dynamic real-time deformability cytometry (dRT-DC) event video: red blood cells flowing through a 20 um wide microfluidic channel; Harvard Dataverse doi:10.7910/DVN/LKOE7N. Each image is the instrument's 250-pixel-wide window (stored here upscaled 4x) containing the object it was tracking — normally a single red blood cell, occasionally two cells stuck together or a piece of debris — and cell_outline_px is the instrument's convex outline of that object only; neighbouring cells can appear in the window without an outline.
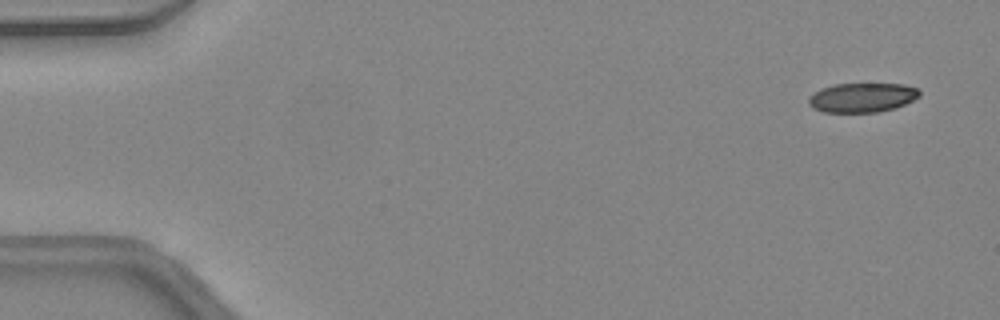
{"species": "common noctule bat (a hibernating species)", "species_latin": "Nyctalus noctula", "temperature_condition": "warm", "stored_images_in_passage": 47, "camera_frame_rate_fps": 3000, "um_per_image_px": 0.085, "animal": {"sex": "female", "body_mass_g": 24.6, "forearm_length_mm": 56.2}, "frame": {"image": 1, "passage_image": 3, "time_ms": 0.667, "image_size_px": [1000, 320], "cell_outline_px": [[920, 96], [896, 108], [880, 112], [824, 112], [812, 108], [808, 104], [808, 96], [820, 88], [832, 84], [904, 84], [920, 88]], "centroid_in_image_um": [73.27, 8.29], "position_along_channel_um": 11.7, "area_um2": 19.25}}
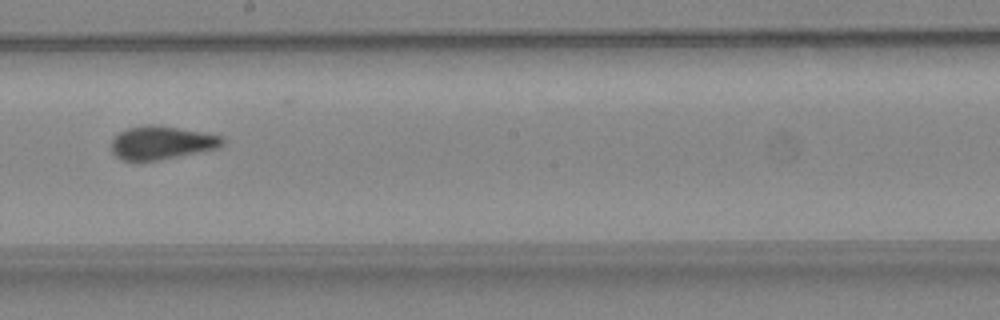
{"frame": {"image": 2, "passage_image": 27, "time_ms": 8.667, "image_size_px": [1000, 320], "cell_outline_px": [[224, 144], [220, 148], [156, 160], [120, 160], [112, 152], [112, 136], [128, 128], [144, 124], [160, 124], [204, 132], [224, 136]], "centroid_in_image_um": [13.75, 12.1], "position_along_channel_um": 234.4, "area_um2": 21.85}}
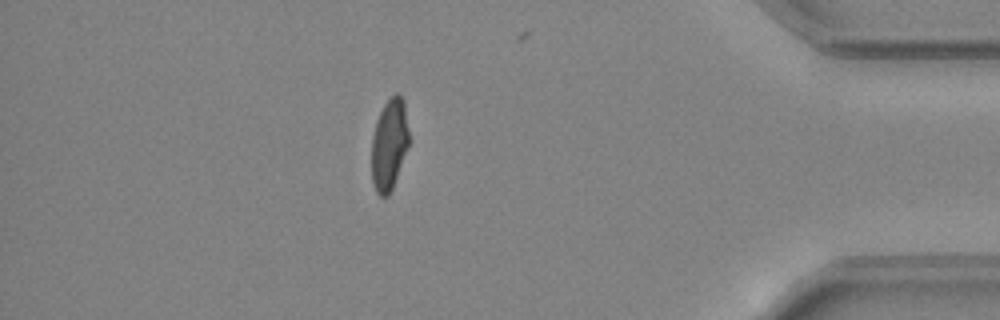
{"frame": {"image": 3, "passage_image": 41, "time_ms": 13.333, "image_size_px": [1000, 320], "cell_outline_px": [[408, 144], [392, 188], [388, 196], [380, 196], [376, 192], [372, 180], [372, 136], [376, 120], [384, 104], [396, 92], [404, 100], [408, 128]], "centroid_in_image_um": [33.07, 12.26], "position_along_channel_um": 402.1, "area_um2": 19.54}, "authors_computed_cell_mechanics": {"area_um2": 21.1548, "velocity_mm_per_s": 4.4714, "shape_relaxation_time_tau1_ms": null, "shape_relaxation_time_tau2_ms": 0.8139, "deformation_change_tau1": null, "deformation_change_tau2": 0.0584}}